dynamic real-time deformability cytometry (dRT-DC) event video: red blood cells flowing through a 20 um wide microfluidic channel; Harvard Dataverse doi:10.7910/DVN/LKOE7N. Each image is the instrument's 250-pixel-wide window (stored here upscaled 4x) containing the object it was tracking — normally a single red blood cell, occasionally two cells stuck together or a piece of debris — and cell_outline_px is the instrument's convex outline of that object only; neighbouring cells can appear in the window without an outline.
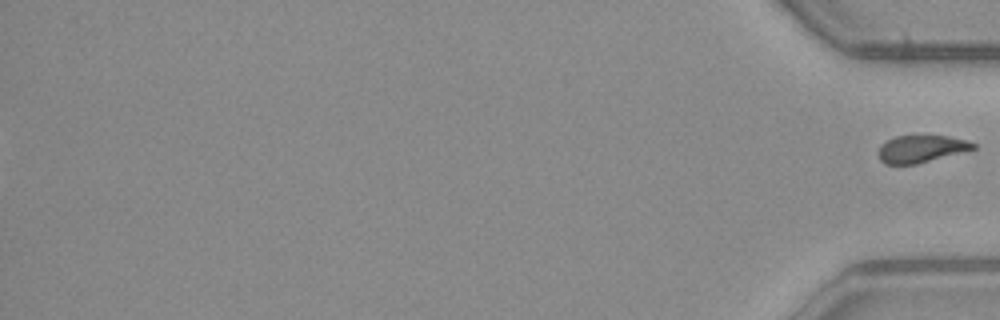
{"species": "common noctule bat (a hibernating species)", "species_latin": "Nyctalus noctula", "temperature_condition": "warm", "stored_images_in_passage": 38, "segment_of_instrument_passage": [2, 2], "camera_frame_rate_fps": 3000, "um_per_image_px": 0.085, "animal": {"sex": "male", "body_mass_g": 23.1, "forearm_length_mm": 52.7}, "frame": {"image": 1, "passage_image": 38, "time_ms": 12.333, "image_size_px": [1000, 320], "cell_outline_px": [[976, 148], [916, 164], [884, 164], [880, 160], [880, 144], [896, 136], [948, 136], [968, 140], [976, 144]], "centroid_in_image_um": [78.31, 12.65], "position_along_channel_um": 356.9, "area_um2": 14.8}}